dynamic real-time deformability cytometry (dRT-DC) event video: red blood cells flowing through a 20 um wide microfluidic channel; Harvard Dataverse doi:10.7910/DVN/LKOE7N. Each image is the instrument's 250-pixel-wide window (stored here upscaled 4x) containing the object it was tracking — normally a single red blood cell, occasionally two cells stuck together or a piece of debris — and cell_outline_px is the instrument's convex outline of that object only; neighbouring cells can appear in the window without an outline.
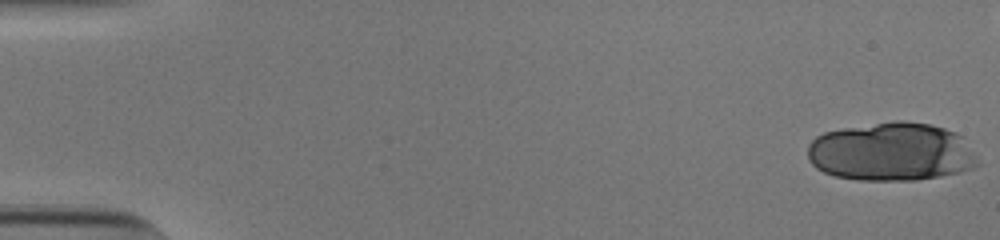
{"species": "human", "species_latin": "Homo sapiens", "temperature_condition": "cold", "stored_images_in_passage": 27, "camera_frame_rate_fps": 3000, "um_per_image_px": 0.085, "donor": {"sex": "male"}, "frame": {"image": 1, "passage_image": 1, "time_ms": 0.0, "image_size_px": [1000, 240], "cell_outline_px": [[980, 164], [972, 168], [960, 172], [940, 176], [916, 180], [860, 180], [836, 176], [824, 172], [816, 168], [808, 160], [808, 144], [816, 136], [824, 132], [844, 128], [896, 120], [904, 120], [928, 124], [944, 128], [956, 132], [964, 136], [976, 156]], "centroid_in_image_um": [75.78, 12.9], "position_along_channel_um": 9.2, "area_um2": 58.26}}
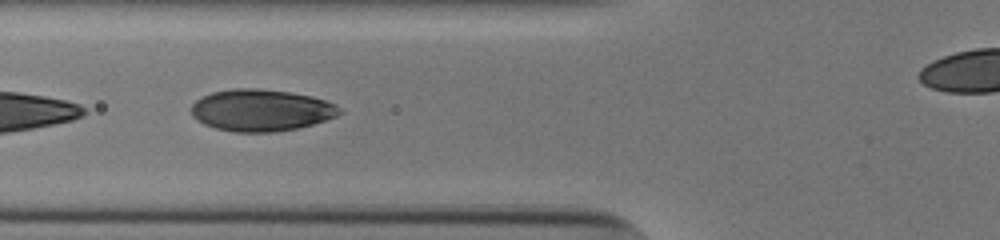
{"frame": {"image": 2, "passage_image": 22, "time_ms": 7.0, "image_size_px": [1000, 240], "cell_outline_px": [[344, 112], [336, 116], [300, 128], [272, 132], [236, 132], [216, 128], [204, 124], [196, 120], [192, 116], [192, 104], [196, 100], [212, 92], [232, 88], [256, 88], [292, 92], [312, 96], [336, 104]], "centroid_in_image_um": [22.2, 9.36], "position_along_channel_um": 103.6, "area_um2": 36.24}}
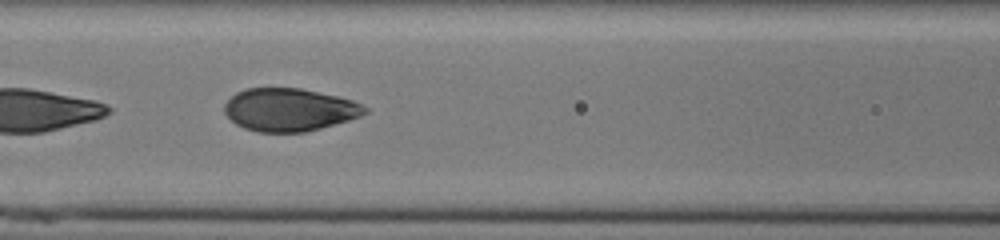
{"frame": {"image": 3, "passage_image": 25, "time_ms": 8.0, "image_size_px": [1000, 240], "cell_outline_px": [[368, 112], [360, 116], [348, 120], [320, 128], [304, 132], [256, 132], [244, 128], [236, 124], [224, 112], [224, 104], [236, 92], [248, 88], [300, 88], [336, 96], [352, 100], [368, 108]], "centroid_in_image_um": [24.58, 9.33], "position_along_channel_um": 142.0, "area_um2": 34.85}}